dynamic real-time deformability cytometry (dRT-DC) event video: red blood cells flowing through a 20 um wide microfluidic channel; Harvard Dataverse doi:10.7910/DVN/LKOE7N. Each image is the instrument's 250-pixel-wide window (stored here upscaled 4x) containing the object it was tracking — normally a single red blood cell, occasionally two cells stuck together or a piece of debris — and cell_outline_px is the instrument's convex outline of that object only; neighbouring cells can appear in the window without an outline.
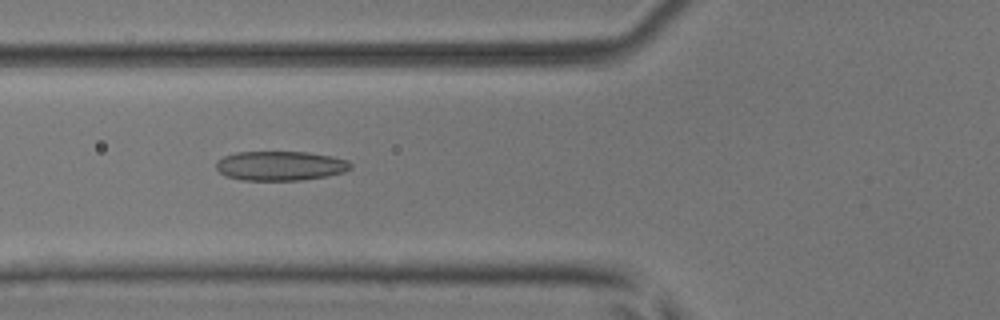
{"species": "common noctule bat (a hibernating species)", "species_latin": "Nyctalus noctula", "temperature_condition": "room temperature", "stored_images_in_passage": 45, "camera_frame_rate_fps": 3000, "um_per_image_px": 0.085, "animal": {"sex": "male", "body_mass_g": 17.9, "forearm_length_mm": 54.2}, "frame": {"image": 1, "passage_image": 12, "time_ms": 3.667, "image_size_px": [1000, 320], "cell_outline_px": [[352, 168], [344, 172], [324, 176], [300, 180], [240, 180], [228, 176], [220, 172], [216, 168], [216, 160], [224, 156], [236, 152], [308, 152], [332, 156], [348, 160], [352, 164]], "centroid_in_image_um": [23.83, 14.08], "position_along_channel_um": 102.0, "area_um2": 23.06}}
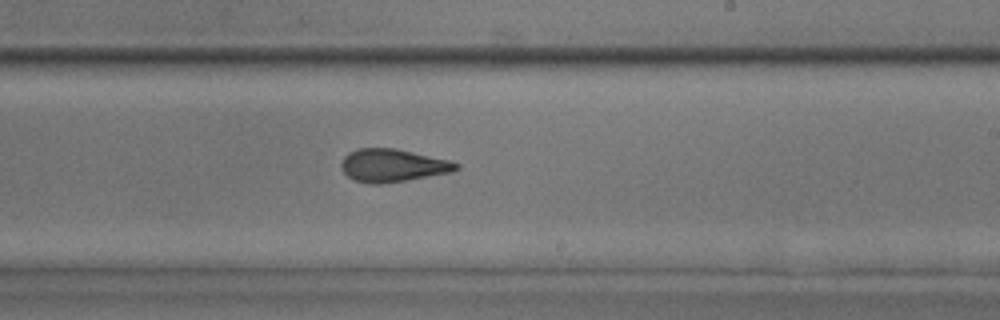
{"frame": {"image": 2, "passage_image": 24, "time_ms": 7.667, "image_size_px": [1000, 320], "cell_outline_px": [[460, 168], [452, 172], [380, 184], [368, 184], [356, 180], [348, 176], [340, 168], [340, 164], [344, 156], [348, 152], [356, 148], [396, 148], [448, 160], [460, 164]], "centroid_in_image_um": [33.34, 14.05], "position_along_channel_um": 255.7, "area_um2": 21.96}}
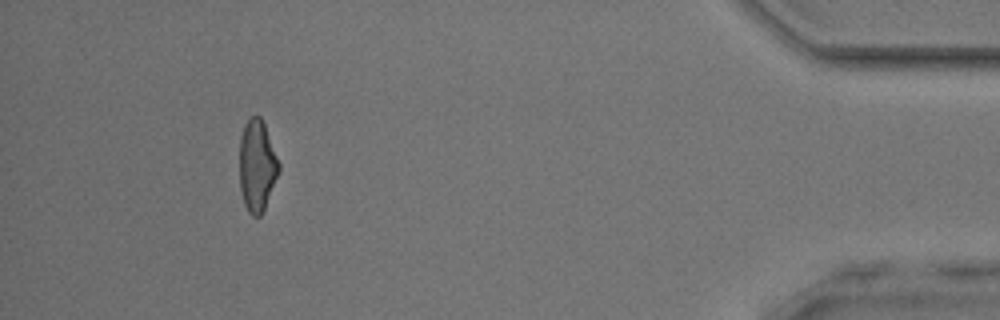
{"frame": {"image": 3, "passage_image": 41, "time_ms": 13.333, "image_size_px": [1000, 320], "cell_outline_px": [[280, 168], [264, 208], [260, 216], [252, 216], [248, 212], [244, 204], [240, 188], [240, 136], [244, 124], [252, 116], [260, 116], [264, 124], [280, 164]], "centroid_in_image_um": [21.83, 14.08], "position_along_channel_um": 413.4, "area_um2": 20.69}, "authors_computed_cell_mechanics": {"area_um2": 21.9062, "velocity_mm_per_s": 3.8469, "shape_relaxation_time_tau1_ms": 9.6103, "shape_relaxation_time_tau2_ms": 1.7549, "deformation_change_tau1": 0.218, "deformation_change_tau2": 0.1094}}